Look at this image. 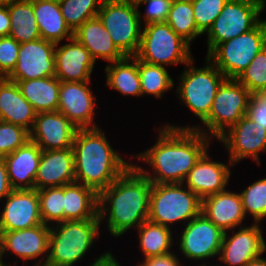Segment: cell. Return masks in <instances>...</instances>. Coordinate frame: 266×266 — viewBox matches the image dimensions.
<instances>
[{
  "label": "cell",
  "instance_id": "cell-1",
  "mask_svg": "<svg viewBox=\"0 0 266 266\" xmlns=\"http://www.w3.org/2000/svg\"><path fill=\"white\" fill-rule=\"evenodd\" d=\"M158 130L157 142L133 157L149 164L151 170L133 165L152 184L184 183L189 171L208 150L212 138L195 129L163 125Z\"/></svg>",
  "mask_w": 266,
  "mask_h": 266
},
{
  "label": "cell",
  "instance_id": "cell-2",
  "mask_svg": "<svg viewBox=\"0 0 266 266\" xmlns=\"http://www.w3.org/2000/svg\"><path fill=\"white\" fill-rule=\"evenodd\" d=\"M152 183L133 164L99 193L98 215L109 234L119 237L148 220ZM107 216V217H106Z\"/></svg>",
  "mask_w": 266,
  "mask_h": 266
},
{
  "label": "cell",
  "instance_id": "cell-3",
  "mask_svg": "<svg viewBox=\"0 0 266 266\" xmlns=\"http://www.w3.org/2000/svg\"><path fill=\"white\" fill-rule=\"evenodd\" d=\"M107 139L100 127L78 129L72 145L75 182L98 194L133 164L125 161Z\"/></svg>",
  "mask_w": 266,
  "mask_h": 266
},
{
  "label": "cell",
  "instance_id": "cell-4",
  "mask_svg": "<svg viewBox=\"0 0 266 266\" xmlns=\"http://www.w3.org/2000/svg\"><path fill=\"white\" fill-rule=\"evenodd\" d=\"M100 225L99 215L93 219L52 224L45 266L76 265L93 246L100 234Z\"/></svg>",
  "mask_w": 266,
  "mask_h": 266
},
{
  "label": "cell",
  "instance_id": "cell-5",
  "mask_svg": "<svg viewBox=\"0 0 266 266\" xmlns=\"http://www.w3.org/2000/svg\"><path fill=\"white\" fill-rule=\"evenodd\" d=\"M202 199L184 183L152 184L148 220L171 228L201 213Z\"/></svg>",
  "mask_w": 266,
  "mask_h": 266
},
{
  "label": "cell",
  "instance_id": "cell-6",
  "mask_svg": "<svg viewBox=\"0 0 266 266\" xmlns=\"http://www.w3.org/2000/svg\"><path fill=\"white\" fill-rule=\"evenodd\" d=\"M252 94L237 79L226 78L219 86L209 116L199 125L180 126L165 124L177 129H195L210 138H218L229 127L236 124L248 112Z\"/></svg>",
  "mask_w": 266,
  "mask_h": 266
},
{
  "label": "cell",
  "instance_id": "cell-7",
  "mask_svg": "<svg viewBox=\"0 0 266 266\" xmlns=\"http://www.w3.org/2000/svg\"><path fill=\"white\" fill-rule=\"evenodd\" d=\"M205 58V66L202 68L193 67L194 59L185 65L176 89L180 103H184L201 123L209 116L217 90L226 79L225 75Z\"/></svg>",
  "mask_w": 266,
  "mask_h": 266
},
{
  "label": "cell",
  "instance_id": "cell-8",
  "mask_svg": "<svg viewBox=\"0 0 266 266\" xmlns=\"http://www.w3.org/2000/svg\"><path fill=\"white\" fill-rule=\"evenodd\" d=\"M190 46L167 22L150 23L144 25L135 57L159 66H185L194 59Z\"/></svg>",
  "mask_w": 266,
  "mask_h": 266
},
{
  "label": "cell",
  "instance_id": "cell-9",
  "mask_svg": "<svg viewBox=\"0 0 266 266\" xmlns=\"http://www.w3.org/2000/svg\"><path fill=\"white\" fill-rule=\"evenodd\" d=\"M266 47V20L233 39L218 44L206 57L228 79H236Z\"/></svg>",
  "mask_w": 266,
  "mask_h": 266
},
{
  "label": "cell",
  "instance_id": "cell-10",
  "mask_svg": "<svg viewBox=\"0 0 266 266\" xmlns=\"http://www.w3.org/2000/svg\"><path fill=\"white\" fill-rule=\"evenodd\" d=\"M139 8L128 0H103L98 17L117 48L125 56H135L142 34Z\"/></svg>",
  "mask_w": 266,
  "mask_h": 266
},
{
  "label": "cell",
  "instance_id": "cell-11",
  "mask_svg": "<svg viewBox=\"0 0 266 266\" xmlns=\"http://www.w3.org/2000/svg\"><path fill=\"white\" fill-rule=\"evenodd\" d=\"M266 0H228L207 35V55L220 43L253 29L262 19Z\"/></svg>",
  "mask_w": 266,
  "mask_h": 266
},
{
  "label": "cell",
  "instance_id": "cell-12",
  "mask_svg": "<svg viewBox=\"0 0 266 266\" xmlns=\"http://www.w3.org/2000/svg\"><path fill=\"white\" fill-rule=\"evenodd\" d=\"M229 151V160L233 165L250 158L261 165L259 153L266 152V130L254 122L247 114L236 124L229 127L218 138Z\"/></svg>",
  "mask_w": 266,
  "mask_h": 266
},
{
  "label": "cell",
  "instance_id": "cell-13",
  "mask_svg": "<svg viewBox=\"0 0 266 266\" xmlns=\"http://www.w3.org/2000/svg\"><path fill=\"white\" fill-rule=\"evenodd\" d=\"M183 228L177 242L183 257L193 261H205L219 256L224 232L202 212Z\"/></svg>",
  "mask_w": 266,
  "mask_h": 266
},
{
  "label": "cell",
  "instance_id": "cell-14",
  "mask_svg": "<svg viewBox=\"0 0 266 266\" xmlns=\"http://www.w3.org/2000/svg\"><path fill=\"white\" fill-rule=\"evenodd\" d=\"M49 235L50 226L44 223L27 229L2 232L0 234L1 260L5 253L7 256L12 252L23 261L36 259L34 266H45L48 258Z\"/></svg>",
  "mask_w": 266,
  "mask_h": 266
},
{
  "label": "cell",
  "instance_id": "cell-15",
  "mask_svg": "<svg viewBox=\"0 0 266 266\" xmlns=\"http://www.w3.org/2000/svg\"><path fill=\"white\" fill-rule=\"evenodd\" d=\"M55 46L43 38L22 43L16 66L7 79L17 82L55 76Z\"/></svg>",
  "mask_w": 266,
  "mask_h": 266
},
{
  "label": "cell",
  "instance_id": "cell-16",
  "mask_svg": "<svg viewBox=\"0 0 266 266\" xmlns=\"http://www.w3.org/2000/svg\"><path fill=\"white\" fill-rule=\"evenodd\" d=\"M91 81H60L58 110L65 115L77 129L98 128L95 119L96 95L90 89Z\"/></svg>",
  "mask_w": 266,
  "mask_h": 266
},
{
  "label": "cell",
  "instance_id": "cell-17",
  "mask_svg": "<svg viewBox=\"0 0 266 266\" xmlns=\"http://www.w3.org/2000/svg\"><path fill=\"white\" fill-rule=\"evenodd\" d=\"M260 223L251 226L244 225L238 231L229 235L224 232L222 245L219 252V261L228 266H245L249 261L260 257L266 252V242L263 238V230Z\"/></svg>",
  "mask_w": 266,
  "mask_h": 266
},
{
  "label": "cell",
  "instance_id": "cell-18",
  "mask_svg": "<svg viewBox=\"0 0 266 266\" xmlns=\"http://www.w3.org/2000/svg\"><path fill=\"white\" fill-rule=\"evenodd\" d=\"M4 201L0 212V234L43 224L38 190L13 189Z\"/></svg>",
  "mask_w": 266,
  "mask_h": 266
},
{
  "label": "cell",
  "instance_id": "cell-19",
  "mask_svg": "<svg viewBox=\"0 0 266 266\" xmlns=\"http://www.w3.org/2000/svg\"><path fill=\"white\" fill-rule=\"evenodd\" d=\"M77 127L61 112L37 113L30 140L41 150L72 148Z\"/></svg>",
  "mask_w": 266,
  "mask_h": 266
},
{
  "label": "cell",
  "instance_id": "cell-20",
  "mask_svg": "<svg viewBox=\"0 0 266 266\" xmlns=\"http://www.w3.org/2000/svg\"><path fill=\"white\" fill-rule=\"evenodd\" d=\"M55 46V77L64 82L91 81L95 61L89 51L75 38Z\"/></svg>",
  "mask_w": 266,
  "mask_h": 266
},
{
  "label": "cell",
  "instance_id": "cell-21",
  "mask_svg": "<svg viewBox=\"0 0 266 266\" xmlns=\"http://www.w3.org/2000/svg\"><path fill=\"white\" fill-rule=\"evenodd\" d=\"M225 163L213 161L207 150L189 171L184 184L201 199L227 189L231 177L230 160Z\"/></svg>",
  "mask_w": 266,
  "mask_h": 266
},
{
  "label": "cell",
  "instance_id": "cell-22",
  "mask_svg": "<svg viewBox=\"0 0 266 266\" xmlns=\"http://www.w3.org/2000/svg\"><path fill=\"white\" fill-rule=\"evenodd\" d=\"M75 182L73 148L42 150L34 189L59 187Z\"/></svg>",
  "mask_w": 266,
  "mask_h": 266
},
{
  "label": "cell",
  "instance_id": "cell-23",
  "mask_svg": "<svg viewBox=\"0 0 266 266\" xmlns=\"http://www.w3.org/2000/svg\"><path fill=\"white\" fill-rule=\"evenodd\" d=\"M201 212L223 232L243 227L246 218L240 193L226 189L203 198Z\"/></svg>",
  "mask_w": 266,
  "mask_h": 266
},
{
  "label": "cell",
  "instance_id": "cell-24",
  "mask_svg": "<svg viewBox=\"0 0 266 266\" xmlns=\"http://www.w3.org/2000/svg\"><path fill=\"white\" fill-rule=\"evenodd\" d=\"M41 155V148L28 140L22 147L3 157L12 189H34Z\"/></svg>",
  "mask_w": 266,
  "mask_h": 266
},
{
  "label": "cell",
  "instance_id": "cell-25",
  "mask_svg": "<svg viewBox=\"0 0 266 266\" xmlns=\"http://www.w3.org/2000/svg\"><path fill=\"white\" fill-rule=\"evenodd\" d=\"M74 37L89 51L95 62L103 59L112 63L126 57L114 44L98 16L86 20L74 31Z\"/></svg>",
  "mask_w": 266,
  "mask_h": 266
},
{
  "label": "cell",
  "instance_id": "cell-26",
  "mask_svg": "<svg viewBox=\"0 0 266 266\" xmlns=\"http://www.w3.org/2000/svg\"><path fill=\"white\" fill-rule=\"evenodd\" d=\"M37 112L23 97L16 82L0 78V121L32 130Z\"/></svg>",
  "mask_w": 266,
  "mask_h": 266
},
{
  "label": "cell",
  "instance_id": "cell-27",
  "mask_svg": "<svg viewBox=\"0 0 266 266\" xmlns=\"http://www.w3.org/2000/svg\"><path fill=\"white\" fill-rule=\"evenodd\" d=\"M33 9L40 31V37L54 43L74 37L67 25L58 2L52 0H33Z\"/></svg>",
  "mask_w": 266,
  "mask_h": 266
},
{
  "label": "cell",
  "instance_id": "cell-28",
  "mask_svg": "<svg viewBox=\"0 0 266 266\" xmlns=\"http://www.w3.org/2000/svg\"><path fill=\"white\" fill-rule=\"evenodd\" d=\"M98 199L99 194L94 189L81 183L64 185V221L97 217Z\"/></svg>",
  "mask_w": 266,
  "mask_h": 266
},
{
  "label": "cell",
  "instance_id": "cell-29",
  "mask_svg": "<svg viewBox=\"0 0 266 266\" xmlns=\"http://www.w3.org/2000/svg\"><path fill=\"white\" fill-rule=\"evenodd\" d=\"M16 83L23 97L37 113L58 110L60 80L57 77L37 78Z\"/></svg>",
  "mask_w": 266,
  "mask_h": 266
},
{
  "label": "cell",
  "instance_id": "cell-30",
  "mask_svg": "<svg viewBox=\"0 0 266 266\" xmlns=\"http://www.w3.org/2000/svg\"><path fill=\"white\" fill-rule=\"evenodd\" d=\"M106 85L124 96L142 97L138 59L126 56L124 59L106 65Z\"/></svg>",
  "mask_w": 266,
  "mask_h": 266
},
{
  "label": "cell",
  "instance_id": "cell-31",
  "mask_svg": "<svg viewBox=\"0 0 266 266\" xmlns=\"http://www.w3.org/2000/svg\"><path fill=\"white\" fill-rule=\"evenodd\" d=\"M7 7L10 15L9 36L20 44L41 38L34 14L33 0H18Z\"/></svg>",
  "mask_w": 266,
  "mask_h": 266
},
{
  "label": "cell",
  "instance_id": "cell-32",
  "mask_svg": "<svg viewBox=\"0 0 266 266\" xmlns=\"http://www.w3.org/2000/svg\"><path fill=\"white\" fill-rule=\"evenodd\" d=\"M136 230L144 259L172 252L171 248L174 245L172 228L146 220Z\"/></svg>",
  "mask_w": 266,
  "mask_h": 266
},
{
  "label": "cell",
  "instance_id": "cell-33",
  "mask_svg": "<svg viewBox=\"0 0 266 266\" xmlns=\"http://www.w3.org/2000/svg\"><path fill=\"white\" fill-rule=\"evenodd\" d=\"M138 72L142 96L153 95L162 98L163 94L175 86L173 78L165 66L149 64L138 60Z\"/></svg>",
  "mask_w": 266,
  "mask_h": 266
},
{
  "label": "cell",
  "instance_id": "cell-34",
  "mask_svg": "<svg viewBox=\"0 0 266 266\" xmlns=\"http://www.w3.org/2000/svg\"><path fill=\"white\" fill-rule=\"evenodd\" d=\"M165 22L189 44L203 35L197 29L191 1L173 0Z\"/></svg>",
  "mask_w": 266,
  "mask_h": 266
},
{
  "label": "cell",
  "instance_id": "cell-35",
  "mask_svg": "<svg viewBox=\"0 0 266 266\" xmlns=\"http://www.w3.org/2000/svg\"><path fill=\"white\" fill-rule=\"evenodd\" d=\"M103 0H63L59 3L61 14L74 32L86 20L98 16Z\"/></svg>",
  "mask_w": 266,
  "mask_h": 266
},
{
  "label": "cell",
  "instance_id": "cell-36",
  "mask_svg": "<svg viewBox=\"0 0 266 266\" xmlns=\"http://www.w3.org/2000/svg\"><path fill=\"white\" fill-rule=\"evenodd\" d=\"M40 216L45 225L64 222V186L38 190Z\"/></svg>",
  "mask_w": 266,
  "mask_h": 266
},
{
  "label": "cell",
  "instance_id": "cell-37",
  "mask_svg": "<svg viewBox=\"0 0 266 266\" xmlns=\"http://www.w3.org/2000/svg\"><path fill=\"white\" fill-rule=\"evenodd\" d=\"M245 216L253 217V223H261L266 218V177L247 186L240 193Z\"/></svg>",
  "mask_w": 266,
  "mask_h": 266
},
{
  "label": "cell",
  "instance_id": "cell-38",
  "mask_svg": "<svg viewBox=\"0 0 266 266\" xmlns=\"http://www.w3.org/2000/svg\"><path fill=\"white\" fill-rule=\"evenodd\" d=\"M252 95L258 94L266 85V47L251 61L249 66L236 78Z\"/></svg>",
  "mask_w": 266,
  "mask_h": 266
},
{
  "label": "cell",
  "instance_id": "cell-39",
  "mask_svg": "<svg viewBox=\"0 0 266 266\" xmlns=\"http://www.w3.org/2000/svg\"><path fill=\"white\" fill-rule=\"evenodd\" d=\"M228 0H192L197 29L206 34Z\"/></svg>",
  "mask_w": 266,
  "mask_h": 266
},
{
  "label": "cell",
  "instance_id": "cell-40",
  "mask_svg": "<svg viewBox=\"0 0 266 266\" xmlns=\"http://www.w3.org/2000/svg\"><path fill=\"white\" fill-rule=\"evenodd\" d=\"M30 140V133L22 126L0 121V158L22 147Z\"/></svg>",
  "mask_w": 266,
  "mask_h": 266
},
{
  "label": "cell",
  "instance_id": "cell-41",
  "mask_svg": "<svg viewBox=\"0 0 266 266\" xmlns=\"http://www.w3.org/2000/svg\"><path fill=\"white\" fill-rule=\"evenodd\" d=\"M20 45L11 36L0 37V78H7L12 73L17 63Z\"/></svg>",
  "mask_w": 266,
  "mask_h": 266
},
{
  "label": "cell",
  "instance_id": "cell-42",
  "mask_svg": "<svg viewBox=\"0 0 266 266\" xmlns=\"http://www.w3.org/2000/svg\"><path fill=\"white\" fill-rule=\"evenodd\" d=\"M172 1L173 0H140L137 2L136 5L138 8H140L141 5L147 6L144 15L141 13L140 9H138L141 24L143 19L145 25L150 23L165 22L168 17Z\"/></svg>",
  "mask_w": 266,
  "mask_h": 266
},
{
  "label": "cell",
  "instance_id": "cell-43",
  "mask_svg": "<svg viewBox=\"0 0 266 266\" xmlns=\"http://www.w3.org/2000/svg\"><path fill=\"white\" fill-rule=\"evenodd\" d=\"M247 115L266 130V98L252 95L249 100Z\"/></svg>",
  "mask_w": 266,
  "mask_h": 266
},
{
  "label": "cell",
  "instance_id": "cell-44",
  "mask_svg": "<svg viewBox=\"0 0 266 266\" xmlns=\"http://www.w3.org/2000/svg\"><path fill=\"white\" fill-rule=\"evenodd\" d=\"M175 252H170L161 256H153L143 259L142 262L136 266H181L179 257Z\"/></svg>",
  "mask_w": 266,
  "mask_h": 266
},
{
  "label": "cell",
  "instance_id": "cell-45",
  "mask_svg": "<svg viewBox=\"0 0 266 266\" xmlns=\"http://www.w3.org/2000/svg\"><path fill=\"white\" fill-rule=\"evenodd\" d=\"M7 173L6 163L3 158H0V202L5 199L12 191Z\"/></svg>",
  "mask_w": 266,
  "mask_h": 266
},
{
  "label": "cell",
  "instance_id": "cell-46",
  "mask_svg": "<svg viewBox=\"0 0 266 266\" xmlns=\"http://www.w3.org/2000/svg\"><path fill=\"white\" fill-rule=\"evenodd\" d=\"M10 15L7 5H0V37L9 36Z\"/></svg>",
  "mask_w": 266,
  "mask_h": 266
},
{
  "label": "cell",
  "instance_id": "cell-47",
  "mask_svg": "<svg viewBox=\"0 0 266 266\" xmlns=\"http://www.w3.org/2000/svg\"><path fill=\"white\" fill-rule=\"evenodd\" d=\"M112 251H106L101 254L95 262H92L89 266H121L114 255L111 253Z\"/></svg>",
  "mask_w": 266,
  "mask_h": 266
},
{
  "label": "cell",
  "instance_id": "cell-48",
  "mask_svg": "<svg viewBox=\"0 0 266 266\" xmlns=\"http://www.w3.org/2000/svg\"><path fill=\"white\" fill-rule=\"evenodd\" d=\"M245 266H266V259L261 255L251 261H249Z\"/></svg>",
  "mask_w": 266,
  "mask_h": 266
},
{
  "label": "cell",
  "instance_id": "cell-49",
  "mask_svg": "<svg viewBox=\"0 0 266 266\" xmlns=\"http://www.w3.org/2000/svg\"><path fill=\"white\" fill-rule=\"evenodd\" d=\"M257 96H261L262 98H266V85L262 88V90L256 94Z\"/></svg>",
  "mask_w": 266,
  "mask_h": 266
},
{
  "label": "cell",
  "instance_id": "cell-50",
  "mask_svg": "<svg viewBox=\"0 0 266 266\" xmlns=\"http://www.w3.org/2000/svg\"><path fill=\"white\" fill-rule=\"evenodd\" d=\"M18 0H0V5H9Z\"/></svg>",
  "mask_w": 266,
  "mask_h": 266
},
{
  "label": "cell",
  "instance_id": "cell-51",
  "mask_svg": "<svg viewBox=\"0 0 266 266\" xmlns=\"http://www.w3.org/2000/svg\"><path fill=\"white\" fill-rule=\"evenodd\" d=\"M6 262H3V260H1V256H0V266H12V264H5ZM14 266V265H13Z\"/></svg>",
  "mask_w": 266,
  "mask_h": 266
},
{
  "label": "cell",
  "instance_id": "cell-52",
  "mask_svg": "<svg viewBox=\"0 0 266 266\" xmlns=\"http://www.w3.org/2000/svg\"><path fill=\"white\" fill-rule=\"evenodd\" d=\"M213 265H214V266H218L217 264H216V265H215V264L207 265L206 262H205V263L203 262L202 265L200 264V266H213ZM198 266H199V265H198ZM219 266H221V265H219Z\"/></svg>",
  "mask_w": 266,
  "mask_h": 266
},
{
  "label": "cell",
  "instance_id": "cell-53",
  "mask_svg": "<svg viewBox=\"0 0 266 266\" xmlns=\"http://www.w3.org/2000/svg\"><path fill=\"white\" fill-rule=\"evenodd\" d=\"M128 1H130V2H132V3H137V2H139L140 0H128Z\"/></svg>",
  "mask_w": 266,
  "mask_h": 266
},
{
  "label": "cell",
  "instance_id": "cell-54",
  "mask_svg": "<svg viewBox=\"0 0 266 266\" xmlns=\"http://www.w3.org/2000/svg\"><path fill=\"white\" fill-rule=\"evenodd\" d=\"M52 1L60 3V2H62L63 0H52Z\"/></svg>",
  "mask_w": 266,
  "mask_h": 266
}]
</instances>
